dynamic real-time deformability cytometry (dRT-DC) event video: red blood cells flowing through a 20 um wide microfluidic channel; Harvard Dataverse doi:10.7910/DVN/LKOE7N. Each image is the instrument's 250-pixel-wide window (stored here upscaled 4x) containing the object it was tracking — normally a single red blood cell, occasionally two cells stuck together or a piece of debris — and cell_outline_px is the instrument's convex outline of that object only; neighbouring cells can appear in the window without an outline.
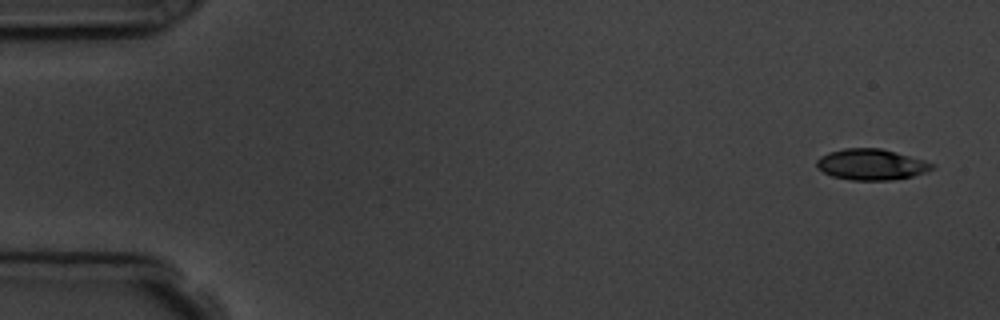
{"species": "common noctule bat (a hibernating species)", "species_latin": "Nyctalus noctula", "temperature_condition": "room temperature", "stored_images_in_passage": 4, "camera_frame_rate_fps": 3000, "um_per_image_px": 0.085, "animal": {"sex": "male", "body_mass_g": 19.5, "forearm_length_mm": 54.6}, "frame": {"image": 1, "passage_image": 1, "time_ms": 0.0, "image_size_px": [1000, 320], "cell_outline_px": [[936, 164], [932, 168], [924, 172], [912, 176], [892, 180], [852, 180], [832, 176], [816, 168], [816, 160], [820, 156], [828, 152], [844, 148], [880, 148], [924, 160]], "centroid_in_image_um": [74.01, 13.98], "position_along_channel_um": 11.0, "area_um2": 20.75}}
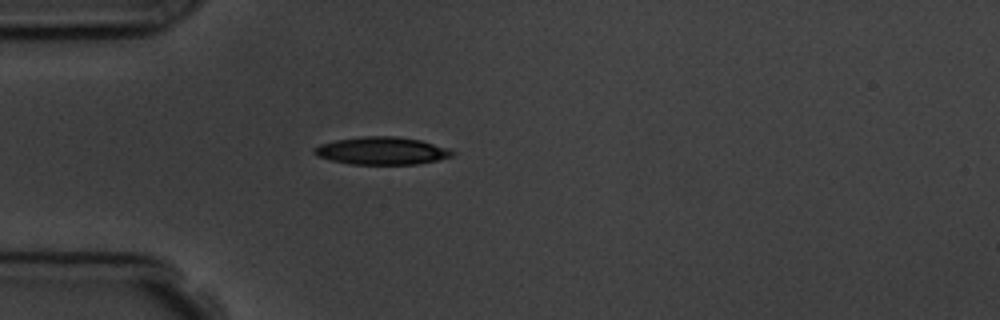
{"frame": {"image": 2, "passage_image": 4, "time_ms": 4.333, "image_size_px": [1000, 320], "cell_outline_px": [[456, 152], [452, 156], [436, 160], [416, 164], [352, 164], [332, 160], [316, 156], [312, 152], [312, 148], [320, 144], [336, 140], [364, 136], [396, 136], [420, 140], [448, 148]], "centroid_in_image_um": [32.43, 12.81], "position_along_channel_um": 52.6, "area_um2": 22.14}}